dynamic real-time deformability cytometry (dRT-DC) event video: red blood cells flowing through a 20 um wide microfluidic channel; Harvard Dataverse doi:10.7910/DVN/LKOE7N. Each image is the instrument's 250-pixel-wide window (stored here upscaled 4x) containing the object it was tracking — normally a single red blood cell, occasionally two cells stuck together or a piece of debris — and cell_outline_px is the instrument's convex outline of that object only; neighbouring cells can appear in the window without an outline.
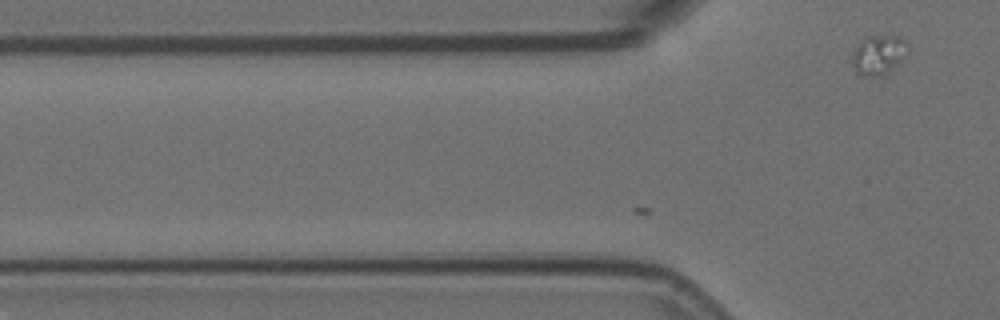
{"species": "Egyptian fruit bat (a non-hibernating species)", "species_latin": "Rousettus aegyptiacus", "temperature_condition": "room temperature", "stored_images_in_passage": 2, "camera_frame_rate_fps": 3000, "um_per_image_px": 0.085, "animal": {"sex": "female"}, "frame": {"image": 1, "passage_image": 2, "time_ms": 0.333, "image_size_px": [1000, 320], "cell_outline_px": [[908, 56], [884, 72], [872, 76], [856, 76], [852, 64], [852, 56], [860, 40], [868, 36], [892, 32], [900, 36], [908, 44]], "centroid_in_image_um": [74.69, 4.58], "position_along_channel_um": 51.1, "area_um2": 13.18}}